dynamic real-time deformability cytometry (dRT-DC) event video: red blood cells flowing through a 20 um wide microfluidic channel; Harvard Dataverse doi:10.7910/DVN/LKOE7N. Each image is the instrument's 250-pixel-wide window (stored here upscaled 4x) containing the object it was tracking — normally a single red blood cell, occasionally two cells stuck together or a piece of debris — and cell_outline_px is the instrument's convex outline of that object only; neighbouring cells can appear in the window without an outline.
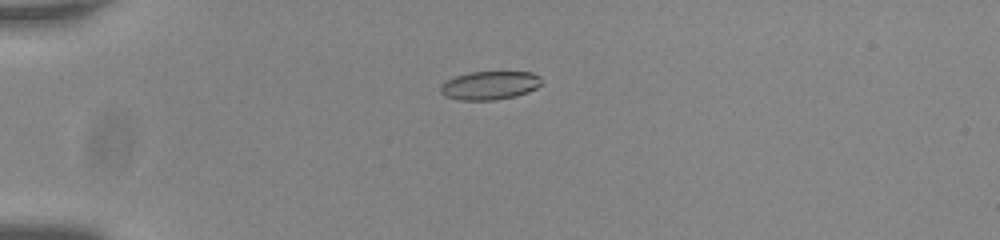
{"species": "common noctule bat (a hibernating species)", "species_latin": "Nyctalus noctula", "temperature_condition": "room temperature", "stored_images_in_passage": 42, "camera_frame_rate_fps": 3000, "um_per_image_px": 0.085, "animal": {"sex": "male", "body_mass_g": 20.0, "forearm_length_mm": 53.3}, "frame": {"image": 1, "passage_image": 1, "time_ms": 0.0, "image_size_px": [1000, 240], "cell_outline_px": [[540, 84], [536, 88], [528, 92], [516, 96], [496, 100], [460, 100], [444, 96], [440, 92], [440, 84], [456, 76], [468, 72], [532, 72], [540, 76]], "centroid_in_image_um": [41.61, 7.26], "position_along_channel_um": 43.4, "area_um2": 16.82}}
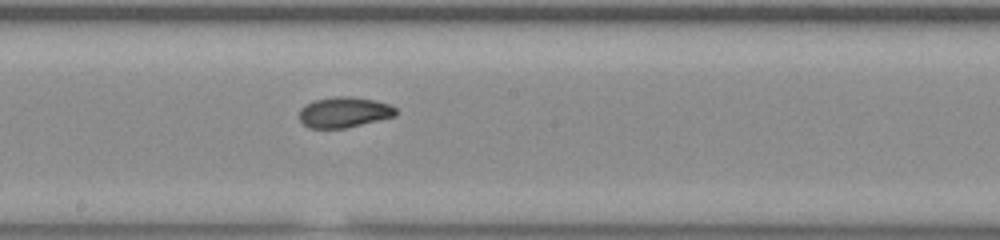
{"frame": {"image": 2, "passage_image": 18, "time_ms": 5.667, "image_size_px": [1000, 240], "cell_outline_px": [[396, 116], [344, 128], [308, 128], [300, 120], [300, 108], [304, 104], [312, 100], [336, 96], [352, 96], [372, 100], [388, 104], [396, 108]], "centroid_in_image_um": [29.21, 9.53], "position_along_channel_um": 219.0, "area_um2": 17.17}}
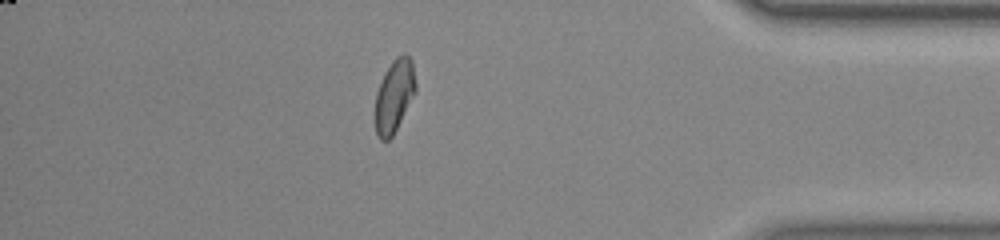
{"frame": {"image": 3, "passage_image": 35, "time_ms": 11.333, "image_size_px": [1000, 240], "cell_outline_px": [[416, 92], [392, 136], [388, 140], [380, 140], [376, 132], [376, 92], [384, 72], [392, 60], [396, 56], [404, 52], [412, 60], [416, 84]], "centroid_in_image_um": [33.53, 8.09], "position_along_channel_um": 401.7, "area_um2": 17.11}, "authors_computed_cell_mechanics": {"area_um2": 17.1666, "velocity_mm_per_s": 3.76, "shape_relaxation_time_tau1_ms": null, "shape_relaxation_time_tau2_ms": 1.8703, "deformation_change_tau1": null, "deformation_change_tau2": 0.0657}}